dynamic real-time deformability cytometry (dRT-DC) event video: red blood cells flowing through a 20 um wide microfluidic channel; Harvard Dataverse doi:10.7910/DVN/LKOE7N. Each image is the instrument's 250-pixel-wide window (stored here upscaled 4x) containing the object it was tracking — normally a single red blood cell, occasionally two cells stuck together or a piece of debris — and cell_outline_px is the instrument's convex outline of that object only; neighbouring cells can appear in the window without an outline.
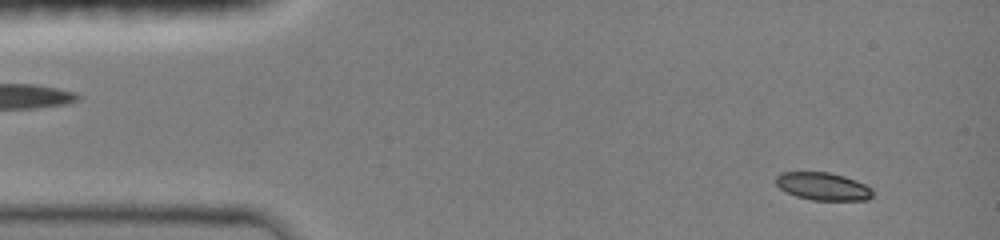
{"species": "common noctule bat (a hibernating species)", "species_latin": "Nyctalus noctula", "temperature_condition": "room temperature", "stored_images_in_passage": 43, "camera_frame_rate_fps": 3000, "um_per_image_px": 0.085, "animal": {"sex": "female", "body_mass_g": 19.0, "forearm_length_mm": 51.5}, "frame": {"image": 1, "passage_image": 3, "time_ms": 0.667, "image_size_px": [1000, 240], "cell_outline_px": [[872, 196], [868, 200], [812, 200], [796, 196], [784, 192], [776, 184], [776, 176], [780, 172], [828, 172], [844, 176], [856, 180], [872, 188]], "centroid_in_image_um": [69.93, 15.84], "position_along_channel_um": 15.1, "area_um2": 15.72}}
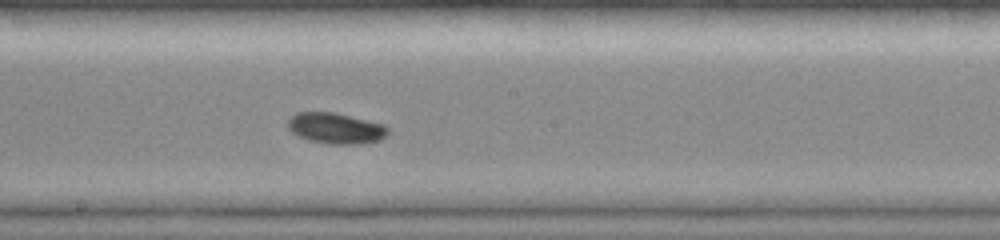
{"frame": {"image": 2, "passage_image": 25, "time_ms": 8.0, "image_size_px": [1000, 240], "cell_outline_px": [[388, 132], [380, 140], [360, 144], [328, 144], [308, 140], [292, 132], [288, 128], [288, 116], [296, 112], [336, 112], [384, 124], [388, 128]], "centroid_in_image_um": [28.52, 10.89], "position_along_channel_um": 219.7, "area_um2": 18.15}}
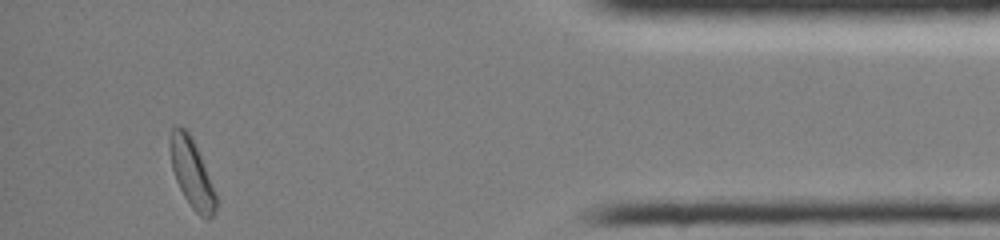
{"frame": {"image": 3, "passage_image": 43, "time_ms": 14.0, "image_size_px": [1000, 240], "cell_outline_px": [[220, 200], [216, 212], [208, 220], [200, 216], [192, 208], [184, 196], [176, 180], [172, 168], [168, 148], [168, 140], [172, 128], [180, 124], [188, 132], [200, 156]], "centroid_in_image_um": [16.31, 14.76], "position_along_channel_um": 418.9, "area_um2": 18.67}, "authors_computed_cell_mechanics": {"area_um2": 17.34, "velocity_mm_per_s": 4.0004, "shape_relaxation_time_tau1_ms": 5.3381, "shape_relaxation_time_tau2_ms": null, "deformation_change_tau1": 0.1509, "deformation_change_tau2": null}}